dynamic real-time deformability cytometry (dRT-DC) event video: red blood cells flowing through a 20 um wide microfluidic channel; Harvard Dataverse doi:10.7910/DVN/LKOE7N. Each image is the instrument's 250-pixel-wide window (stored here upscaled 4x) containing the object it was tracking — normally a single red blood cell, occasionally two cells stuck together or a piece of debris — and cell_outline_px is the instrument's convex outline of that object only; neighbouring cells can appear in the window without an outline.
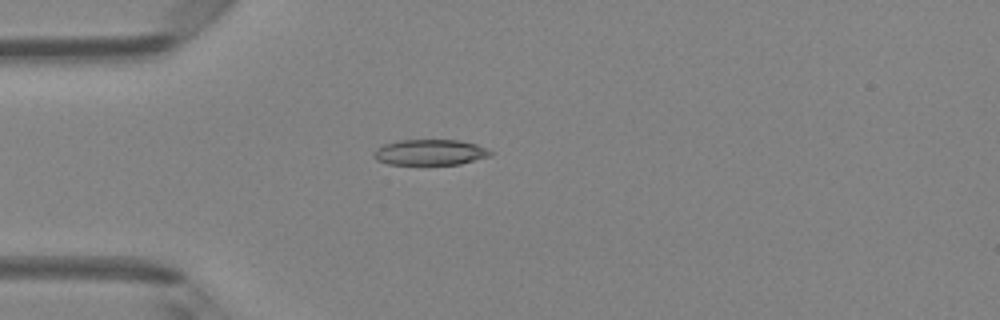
{"species": "Egyptian fruit bat (a non-hibernating species)", "species_latin": "Rousettus aegyptiacus", "temperature_condition": "room temperature", "stored_images_in_passage": 4, "camera_frame_rate_fps": 3000, "um_per_image_px": 0.085, "animal": {"sex": "female"}, "frame": {"image": 1, "passage_image": 4, "time_ms": 1.0, "image_size_px": [1000, 320], "cell_outline_px": [[496, 152], [492, 156], [460, 164], [388, 164], [376, 160], [372, 156], [372, 152], [376, 148], [384, 144], [400, 140], [460, 140], [476, 144], [488, 148]], "centroid_in_image_um": [36.59, 12.94], "position_along_channel_um": 48.4, "area_um2": 17.74}}